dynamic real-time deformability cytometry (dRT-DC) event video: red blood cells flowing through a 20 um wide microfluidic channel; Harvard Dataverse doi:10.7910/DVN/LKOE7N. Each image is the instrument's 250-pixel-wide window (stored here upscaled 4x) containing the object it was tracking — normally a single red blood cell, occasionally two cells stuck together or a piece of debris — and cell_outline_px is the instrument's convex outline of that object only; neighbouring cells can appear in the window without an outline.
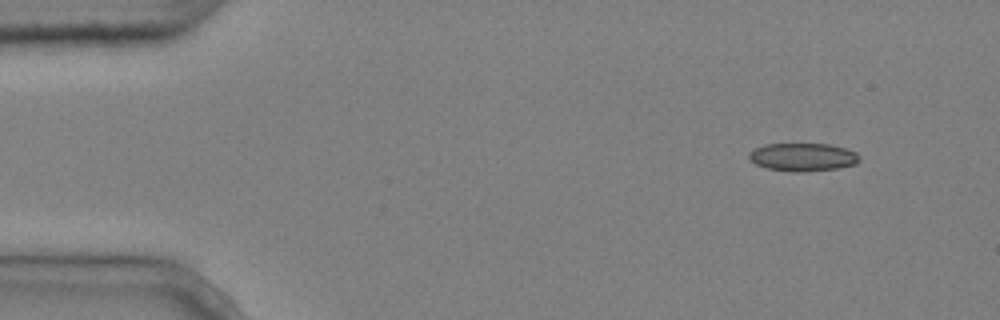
{"species": "common noctule bat (a hibernating species)", "species_latin": "Nyctalus noctula", "temperature_condition": "cold", "stored_images_in_passage": 4, "camera_frame_rate_fps": 3000, "um_per_image_px": 0.085, "animal": {"sex": "male", "body_mass_g": 20.4}, "frame": {"image": 1, "passage_image": 1, "time_ms": 0.0, "image_size_px": [1000, 320], "cell_outline_px": [[860, 160], [856, 164], [836, 168], [796, 172], [792, 172], [768, 168], [756, 164], [748, 156], [748, 152], [764, 144], [828, 144], [844, 148], [856, 152]], "centroid_in_image_um": [68.23, 13.34], "position_along_channel_um": 16.8, "area_um2": 17.8}}
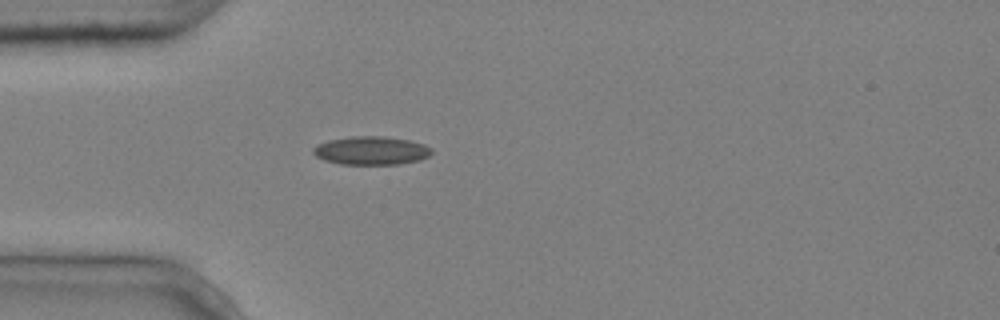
{"frame": {"image": 2, "passage_image": 4, "time_ms": 1.0, "image_size_px": [1000, 320], "cell_outline_px": [[432, 152], [428, 156], [420, 160], [400, 164], [340, 164], [324, 160], [316, 156], [312, 152], [312, 148], [316, 144], [328, 140], [352, 136], [380, 136], [408, 140], [424, 144], [432, 148]], "centroid_in_image_um": [31.53, 12.8], "position_along_channel_um": 53.5, "area_um2": 19.65}}